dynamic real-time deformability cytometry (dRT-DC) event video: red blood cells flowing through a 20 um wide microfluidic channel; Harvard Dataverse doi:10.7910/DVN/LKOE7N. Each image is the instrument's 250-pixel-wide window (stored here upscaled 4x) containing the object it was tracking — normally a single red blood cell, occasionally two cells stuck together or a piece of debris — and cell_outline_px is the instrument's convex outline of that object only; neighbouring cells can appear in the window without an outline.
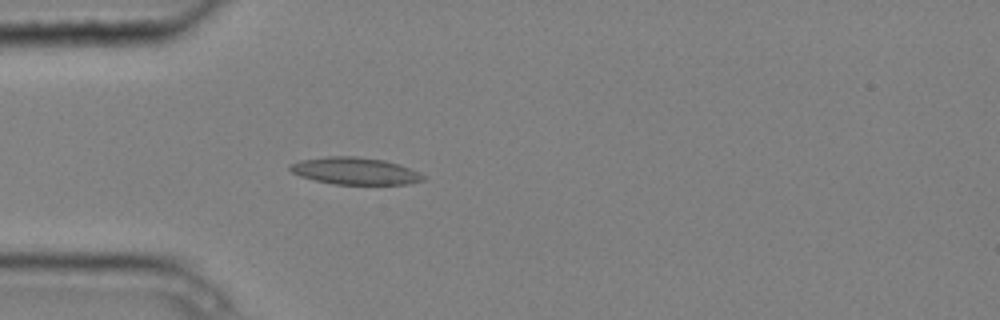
{"species": "common noctule bat (a hibernating species)", "species_latin": "Nyctalus noctula", "temperature_condition": "cold", "stored_images_in_passage": 4, "camera_frame_rate_fps": 3000, "um_per_image_px": 0.085, "animal": {"sex": "male", "body_mass_g": 20.4}, "frame": {"image": 1, "passage_image": 4, "time_ms": 1.0, "image_size_px": [1000, 320], "cell_outline_px": [[424, 180], [408, 184], [332, 184], [300, 176], [292, 172], [288, 168], [288, 164], [300, 160], [328, 156], [356, 156], [384, 160], [400, 164], [420, 172], [424, 176]], "centroid_in_image_um": [30.17, 14.52], "position_along_channel_um": 54.8, "area_um2": 21.1}}